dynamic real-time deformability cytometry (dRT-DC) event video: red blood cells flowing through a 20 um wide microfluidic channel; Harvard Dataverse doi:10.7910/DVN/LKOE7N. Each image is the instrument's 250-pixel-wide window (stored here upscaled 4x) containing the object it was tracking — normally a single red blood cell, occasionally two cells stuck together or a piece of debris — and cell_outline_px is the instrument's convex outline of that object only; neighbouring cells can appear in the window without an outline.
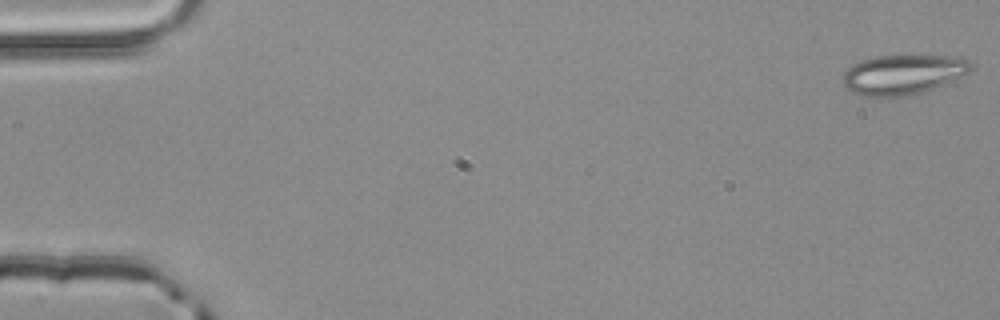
{"species": "common noctule bat (a hibernating species)", "species_latin": "Nyctalus noctula", "temperature_condition": "room temperature", "stored_images_in_passage": 4, "camera_frame_rate_fps": 3000, "um_per_image_px": 0.085, "animal": {"sex": "male", "body_mass_g": 20.4}, "frame": {"image": 1, "passage_image": 1, "time_ms": 0.0, "image_size_px": [1000, 320], "cell_outline_px": [[972, 68], [968, 72], [932, 88], [920, 92], [904, 96], [860, 96], [852, 92], [840, 80], [844, 72], [852, 64], [876, 56], [964, 56], [972, 60]], "centroid_in_image_um": [76.73, 6.31], "position_along_channel_um": 8.3, "area_um2": 29.42}}
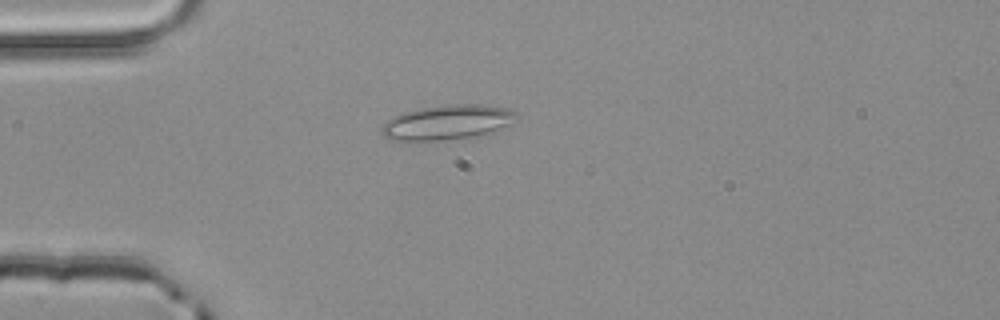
{"frame": {"image": 2, "passage_image": 4, "time_ms": 1.0, "image_size_px": [1000, 320], "cell_outline_px": [[520, 116], [512, 124], [484, 132], [468, 136], [444, 140], [396, 140], [384, 136], [380, 132], [380, 128], [392, 116], [404, 112], [420, 108], [448, 104], [480, 104], [512, 108]], "centroid_in_image_um": [38.03, 10.36], "position_along_channel_um": 47.0, "area_um2": 26.99}}